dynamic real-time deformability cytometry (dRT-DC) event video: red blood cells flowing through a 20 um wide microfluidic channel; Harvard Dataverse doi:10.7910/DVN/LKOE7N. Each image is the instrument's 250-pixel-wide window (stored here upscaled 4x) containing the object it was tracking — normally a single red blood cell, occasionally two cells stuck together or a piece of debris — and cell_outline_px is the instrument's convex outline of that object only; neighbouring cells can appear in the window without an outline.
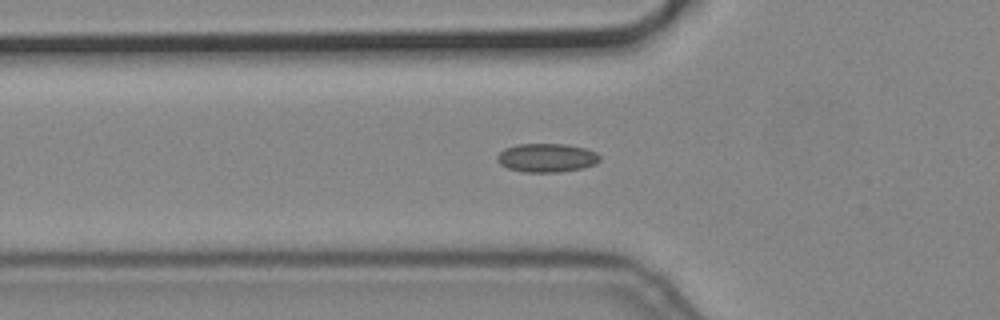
{"species": "common noctule bat (a hibernating species)", "species_latin": "Nyctalus noctula", "temperature_condition": "cold", "stored_images_in_passage": 28, "camera_frame_rate_fps": 3000, "um_per_image_px": 0.085, "animal": {"sex": "male", "body_mass_g": 19.2, "forearm_length_mm": 51.8}, "frame": {"image": 1, "passage_image": 14, "time_ms": 4.333, "image_size_px": [1000, 320], "cell_outline_px": [[600, 160], [596, 164], [580, 168], [560, 172], [524, 172], [508, 168], [500, 164], [496, 160], [496, 156], [504, 148], [516, 144], [568, 144], [584, 148], [596, 152], [600, 156]], "centroid_in_image_um": [46.45, 13.4], "position_along_channel_um": 79.4, "area_um2": 17.22}}
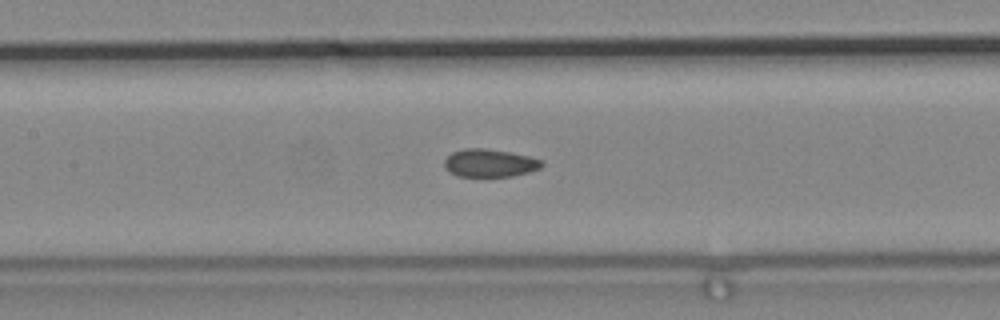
{"frame": {"image": 2, "passage_image": 21, "time_ms": 6.667, "image_size_px": [1000, 320], "cell_outline_px": [[544, 164], [540, 168], [528, 172], [512, 176], [456, 176], [448, 172], [444, 168], [444, 160], [452, 152], [464, 148], [484, 148], [508, 152], [528, 156], [540, 160]], "centroid_in_image_um": [41.57, 13.86], "position_along_channel_um": 165.8, "area_um2": 15.78}}
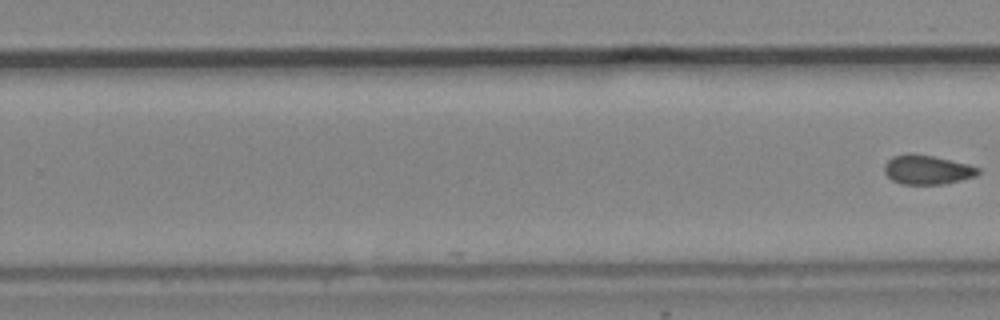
{"frame": {"image": 3, "passage_image": 28, "time_ms": 9.0, "image_size_px": [1000, 320], "cell_outline_px": [[980, 172], [976, 176], [960, 180], [940, 184], [900, 184], [892, 180], [884, 172], [884, 164], [892, 156], [932, 156], [968, 164], [980, 168]], "centroid_in_image_um": [78.83, 14.46], "position_along_channel_um": 251.0, "area_um2": 15.43}}